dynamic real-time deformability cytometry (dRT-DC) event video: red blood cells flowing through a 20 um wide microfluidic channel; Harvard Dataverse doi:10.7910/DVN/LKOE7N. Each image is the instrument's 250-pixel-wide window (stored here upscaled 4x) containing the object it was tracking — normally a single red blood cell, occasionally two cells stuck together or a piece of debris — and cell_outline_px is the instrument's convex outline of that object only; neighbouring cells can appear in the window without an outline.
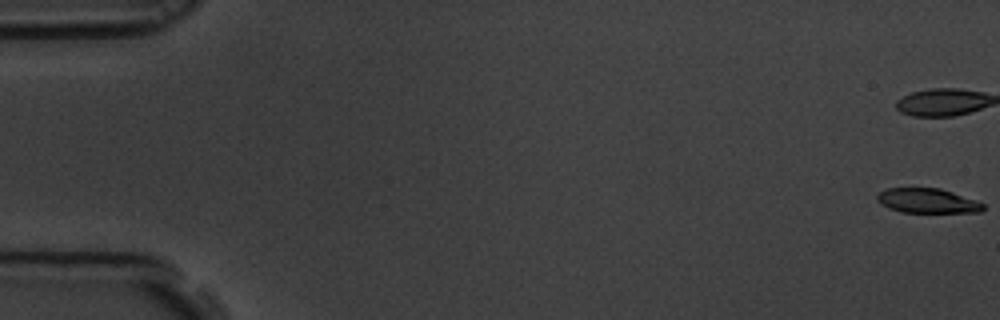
{"species": "common noctule bat (a hibernating species)", "species_latin": "Nyctalus noctula", "temperature_condition": "room temperature", "stored_images_in_passage": 59, "camera_frame_rate_fps": 3000, "um_per_image_px": 0.085, "animal": {"sex": "male", "body_mass_g": 19.5, "forearm_length_mm": 54.6}, "frame": {"image": 1, "passage_image": 1, "time_ms": 0.0, "image_size_px": [1000, 320], "cell_outline_px": [[984, 208], [980, 212], [900, 212], [888, 208], [880, 204], [876, 200], [876, 196], [884, 188], [940, 188], [976, 200], [984, 204]], "centroid_in_image_um": [78.79, 17.06], "position_along_channel_um": 6.2, "area_um2": 15.26}}